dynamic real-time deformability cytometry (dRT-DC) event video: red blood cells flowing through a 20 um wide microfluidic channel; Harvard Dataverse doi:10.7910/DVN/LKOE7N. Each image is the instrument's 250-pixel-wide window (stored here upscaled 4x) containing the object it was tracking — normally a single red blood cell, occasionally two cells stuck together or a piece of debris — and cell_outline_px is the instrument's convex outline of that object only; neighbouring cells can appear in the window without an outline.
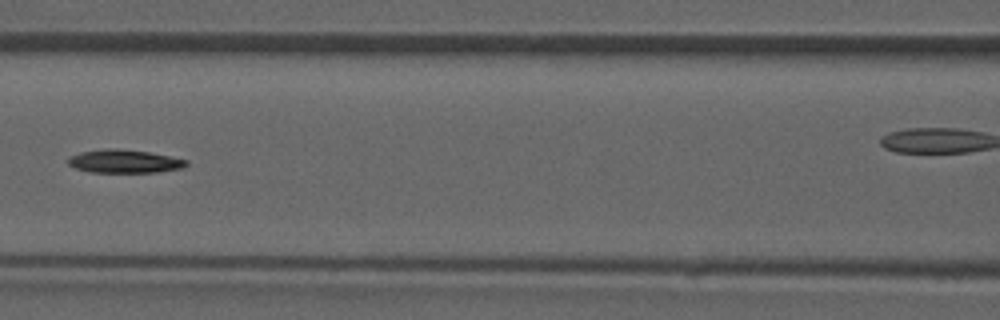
{"species": "common noctule bat (a hibernating species)", "species_latin": "Nyctalus noctula", "temperature_condition": "room temperature", "stored_images_in_passage": 8, "camera_frame_rate_fps": 3000, "um_per_image_px": 0.085, "animal": {"sex": "male", "forearm_length_mm": 52.5}, "frame": {"image": 1, "passage_image": 7, "time_ms": 7.0, "image_size_px": [1000, 320], "cell_outline_px": [[188, 164], [180, 168], [156, 172], [88, 172], [76, 168], [68, 164], [68, 156], [80, 152], [112, 148], [116, 148], [148, 152], [188, 160]], "centroid_in_image_um": [10.53, 13.71], "position_along_channel_um": 156.1, "area_um2": 15.84}}